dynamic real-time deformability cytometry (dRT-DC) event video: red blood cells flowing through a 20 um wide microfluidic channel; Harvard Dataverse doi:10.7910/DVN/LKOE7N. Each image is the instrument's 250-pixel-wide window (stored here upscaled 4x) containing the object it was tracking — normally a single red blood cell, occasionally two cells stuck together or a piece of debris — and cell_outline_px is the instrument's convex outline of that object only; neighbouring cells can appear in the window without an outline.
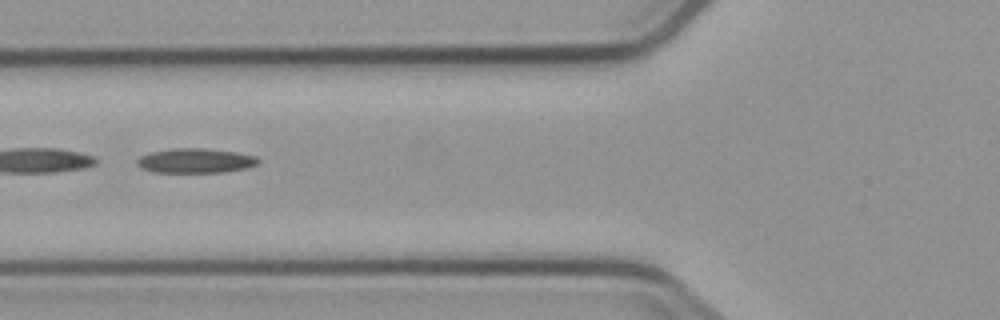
{"species": "common noctule bat (a hibernating species)", "species_latin": "Nyctalus noctula", "temperature_condition": "cold", "stored_images_in_passage": 5, "camera_frame_rate_fps": 3000, "um_per_image_px": 0.085, "animal": {"sex": "male", "body_mass_g": 23.1, "forearm_length_mm": 52.7}, "frame": {"image": 1, "passage_image": 3, "time_ms": 2.333, "image_size_px": [1000, 320], "cell_outline_px": [[260, 164], [248, 168], [224, 172], [152, 172], [136, 164], [136, 160], [140, 156], [152, 152], [176, 148], [200, 148], [236, 152], [256, 156], [260, 160]], "centroid_in_image_um": [16.67, 13.66], "position_along_channel_um": 109.1, "area_um2": 17.34}}
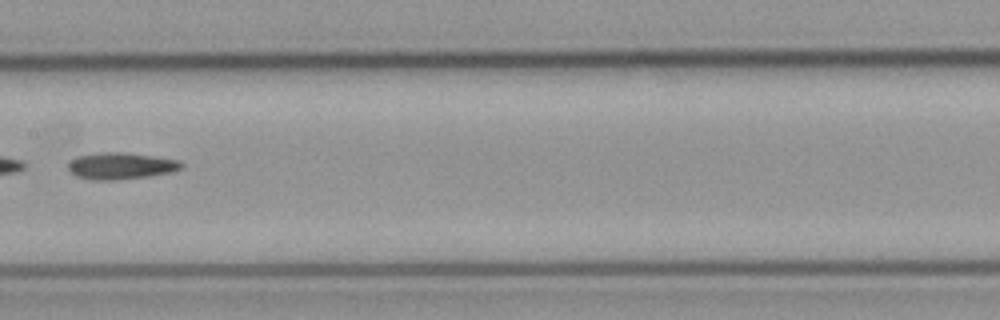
{"frame": {"image": 2, "passage_image": 5, "time_ms": 4.667, "image_size_px": [1000, 320], "cell_outline_px": [[184, 164], [180, 168], [172, 172], [148, 176], [112, 180], [92, 180], [76, 176], [68, 168], [68, 164], [76, 156], [104, 152], [124, 152], [180, 160]], "centroid_in_image_um": [10.27, 14.1], "position_along_channel_um": 197.1, "area_um2": 17.46}}